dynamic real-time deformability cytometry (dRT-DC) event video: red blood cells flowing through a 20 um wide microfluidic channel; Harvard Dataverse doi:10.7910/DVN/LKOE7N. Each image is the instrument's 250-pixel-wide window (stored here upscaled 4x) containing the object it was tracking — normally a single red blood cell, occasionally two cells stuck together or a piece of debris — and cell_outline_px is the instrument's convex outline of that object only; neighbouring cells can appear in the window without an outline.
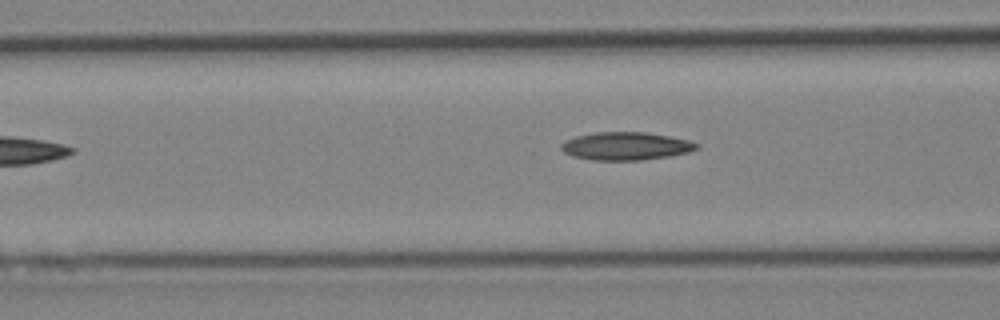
{"species": "Egyptian fruit bat (a non-hibernating species)", "species_latin": "Rousettus aegyptiacus", "temperature_condition": "cold", "stored_images_in_passage": 7, "camera_frame_rate_fps": 3000, "um_per_image_px": 0.085, "animal": {"sex": "female"}, "frame": {"image": 1, "passage_image": 5, "time_ms": 4.667, "image_size_px": [1000, 320], "cell_outline_px": [[700, 148], [688, 152], [668, 156], [640, 160], [592, 160], [572, 156], [564, 152], [560, 148], [560, 144], [564, 140], [576, 136], [596, 132], [644, 132], [668, 136], [688, 140], [700, 144]], "centroid_in_image_um": [53.17, 12.41], "position_along_channel_um": 113.4, "area_um2": 22.08}}
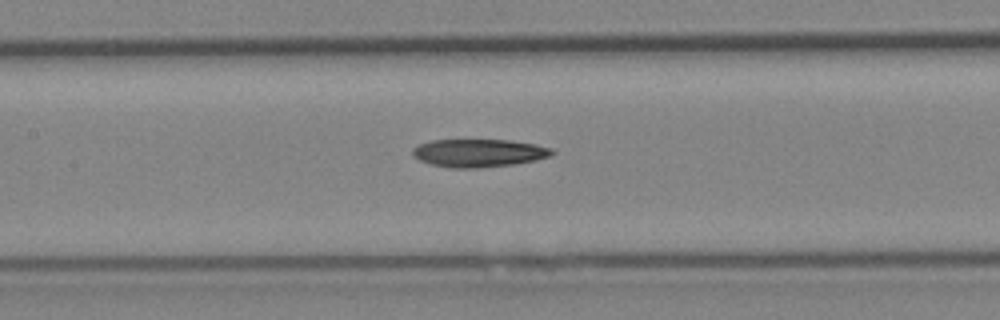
{"frame": {"image": 2, "passage_image": 7, "time_ms": 7.0, "image_size_px": [1000, 320], "cell_outline_px": [[556, 152], [552, 156], [536, 160], [512, 164], [480, 168], [452, 168], [432, 164], [420, 160], [412, 156], [412, 148], [416, 144], [432, 140], [508, 140], [536, 144], [552, 148]], "centroid_in_image_um": [40.7, 13.0], "position_along_channel_um": 166.7, "area_um2": 22.89}}